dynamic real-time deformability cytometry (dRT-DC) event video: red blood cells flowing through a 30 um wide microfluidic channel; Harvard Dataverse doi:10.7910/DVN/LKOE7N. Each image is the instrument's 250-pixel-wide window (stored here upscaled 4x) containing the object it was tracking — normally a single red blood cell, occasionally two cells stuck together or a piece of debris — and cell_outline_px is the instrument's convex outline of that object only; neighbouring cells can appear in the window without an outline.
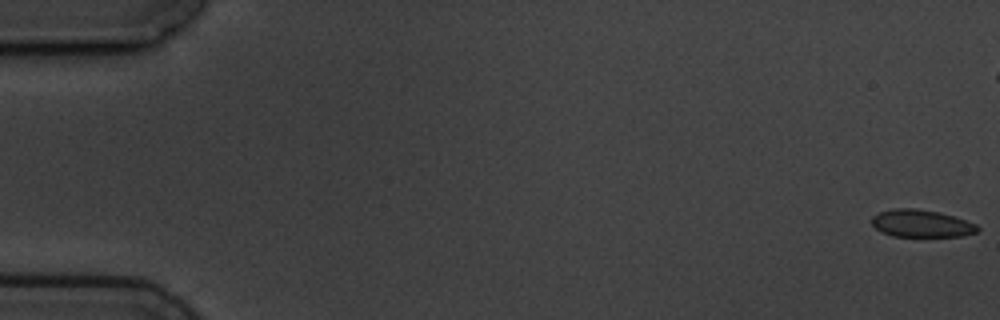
{"species": "common noctule bat (a hibernating species)", "species_latin": "Nyctalus noctula", "temperature_condition": "cold", "stored_images_in_passage": 16, "camera_frame_rate_fps": 3000, "um_per_image_px": 0.085, "animal": {"sex": "male", "body_mass_g": 19.5, "forearm_length_mm": 54.6}, "frame": {"image": 1, "passage_image": 1, "time_ms": 0.0, "image_size_px": [1000, 320], "cell_outline_px": [[980, 228], [976, 232], [960, 236], [892, 236], [880, 232], [872, 224], [872, 216], [880, 212], [892, 208], [916, 208], [940, 212], [976, 224]], "centroid_in_image_um": [78.28, 18.99], "position_along_channel_um": 6.7, "area_um2": 16.82}}
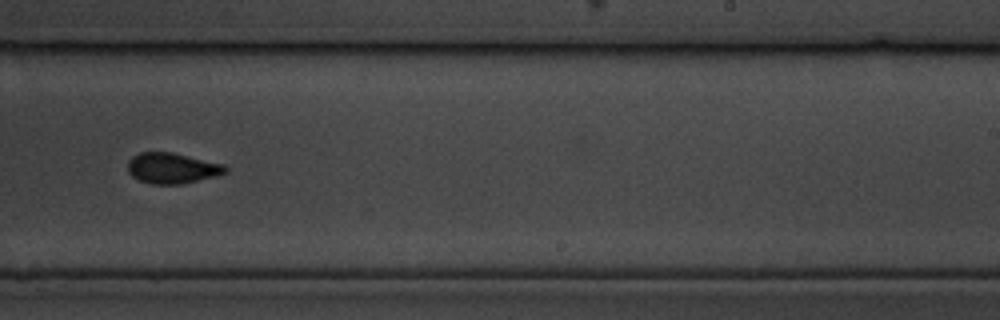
{"frame": {"image": 2, "passage_image": 10, "time_ms": 11.667, "image_size_px": [1000, 320], "cell_outline_px": [[228, 172], [216, 176], [184, 184], [152, 184], [140, 180], [132, 176], [128, 172], [128, 160], [132, 156], [140, 152], [172, 152], [224, 164], [228, 168]], "centroid_in_image_um": [14.65, 14.29], "position_along_channel_um": 274.4, "area_um2": 17.57}}
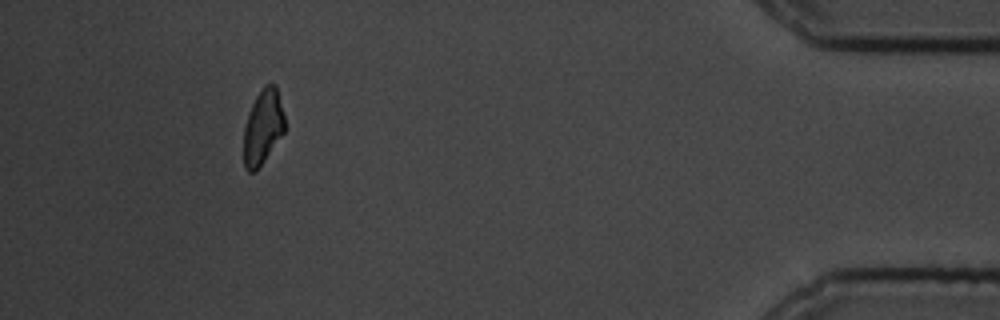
{"frame": {"image": 3, "passage_image": 16, "time_ms": 19.333, "image_size_px": [1000, 320], "cell_outline_px": [[284, 132], [256, 172], [248, 172], [244, 168], [244, 128], [248, 112], [256, 96], [264, 84], [276, 84], [284, 116]], "centroid_in_image_um": [22.33, 10.8], "position_along_channel_um": 412.9, "area_um2": 17.86}, "authors_computed_cell_mechanics": {"area_um2": 17.7446, "velocity_mm_per_s": 3.5906, "shape_relaxation_time_tau1_ms": 4.0761, "shape_relaxation_time_tau2_ms": null, "deformation_change_tau1": 0.0691, "deformation_change_tau2": null}}